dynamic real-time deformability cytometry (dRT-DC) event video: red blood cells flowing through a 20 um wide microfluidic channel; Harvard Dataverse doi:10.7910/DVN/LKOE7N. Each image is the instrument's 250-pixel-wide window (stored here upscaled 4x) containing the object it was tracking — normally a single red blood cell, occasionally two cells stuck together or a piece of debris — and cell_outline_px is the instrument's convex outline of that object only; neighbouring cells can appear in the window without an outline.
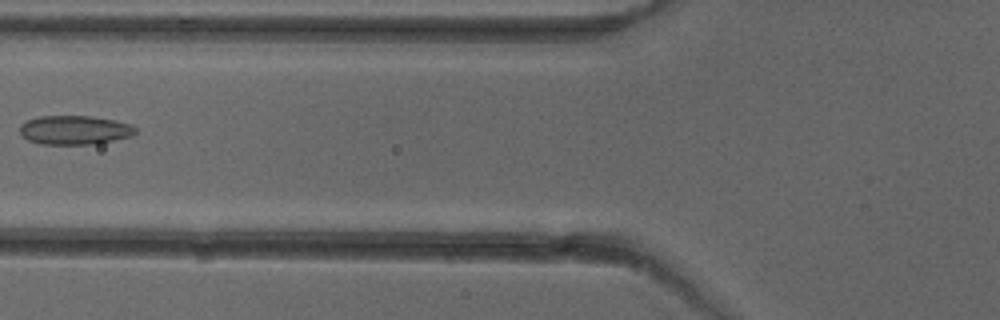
{"species": "common noctule bat (a hibernating species)", "species_latin": "Nyctalus noctula", "temperature_condition": "cold", "stored_images_in_passage": 6, "camera_frame_rate_fps": 3000, "um_per_image_px": 0.085, "animal": {"sex": "female"}, "frame": {"image": 1, "passage_image": 6, "time_ms": 6.667, "image_size_px": [1000, 320], "cell_outline_px": [[136, 132], [132, 136], [96, 144], [40, 144], [28, 140], [20, 132], [20, 124], [28, 120], [40, 116], [88, 116], [116, 120], [132, 124], [136, 128]], "centroid_in_image_um": [6.37, 11.05], "position_along_channel_um": 119.4, "area_um2": 19.59}}